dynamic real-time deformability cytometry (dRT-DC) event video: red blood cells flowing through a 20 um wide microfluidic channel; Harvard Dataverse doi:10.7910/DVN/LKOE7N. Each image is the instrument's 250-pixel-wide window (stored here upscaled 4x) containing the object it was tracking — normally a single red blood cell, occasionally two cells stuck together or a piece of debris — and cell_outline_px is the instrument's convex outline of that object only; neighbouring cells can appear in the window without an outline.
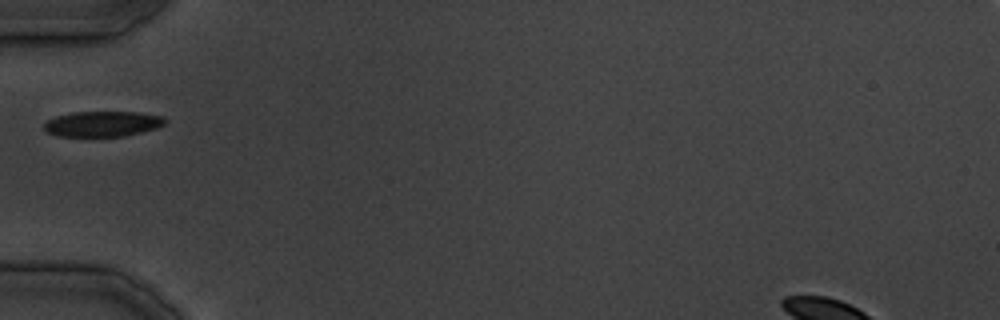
{"species": "common noctule bat (a hibernating species)", "species_latin": "Nyctalus noctula", "temperature_condition": "cold", "stored_images_in_passage": 25, "camera_frame_rate_fps": 3000, "um_per_image_px": 0.085, "animal": {"sex": "male", "body_mass_g": 19.5, "forearm_length_mm": 54.6}, "frame": {"image": 1, "passage_image": 1, "time_ms": 0.0, "image_size_px": [1000, 320], "cell_outline_px": [[168, 120], [164, 124], [156, 128], [124, 136], [56, 136], [48, 132], [44, 128], [44, 124], [48, 120], [56, 116], [72, 112], [140, 112], [164, 116]], "centroid_in_image_um": [8.74, 10.52], "position_along_channel_um": 76.3, "area_um2": 17.92}}
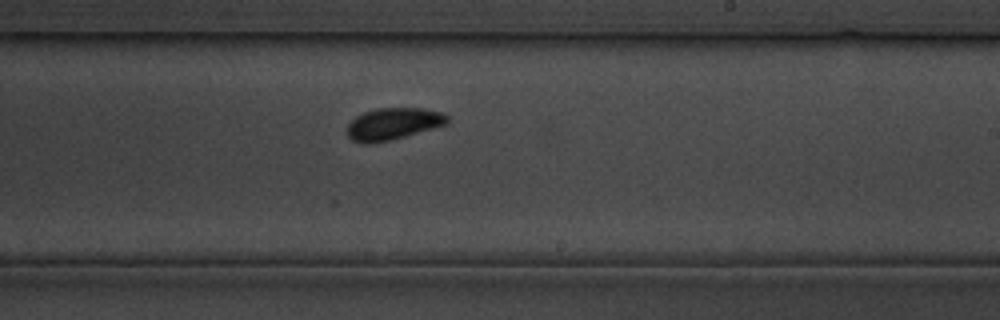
{"frame": {"image": 2, "passage_image": 11, "time_ms": 12.333, "image_size_px": [1000, 320], "cell_outline_px": [[448, 124], [404, 136], [388, 140], [368, 144], [364, 144], [352, 140], [348, 136], [348, 124], [356, 116], [364, 112], [376, 108], [424, 108], [444, 112], [448, 116]], "centroid_in_image_um": [33.43, 10.51], "position_along_channel_um": 255.6, "area_um2": 18.55}}
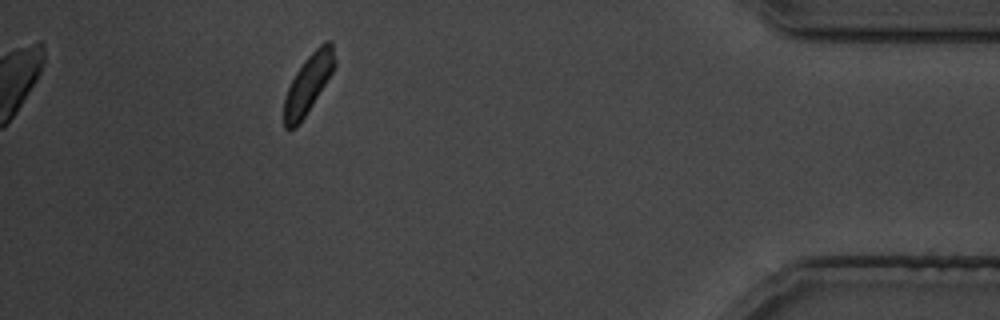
{"frame": {"image": 3, "passage_image": 22, "time_ms": 26.0, "image_size_px": [1000, 320], "cell_outline_px": [[336, 64], [332, 72], [312, 104], [304, 116], [292, 128], [284, 128], [284, 100], [288, 88], [296, 72], [304, 60], [324, 40], [332, 40], [336, 60]], "centroid_in_image_um": [26.23, 7.03], "position_along_channel_um": 409.0, "area_um2": 16.88}}